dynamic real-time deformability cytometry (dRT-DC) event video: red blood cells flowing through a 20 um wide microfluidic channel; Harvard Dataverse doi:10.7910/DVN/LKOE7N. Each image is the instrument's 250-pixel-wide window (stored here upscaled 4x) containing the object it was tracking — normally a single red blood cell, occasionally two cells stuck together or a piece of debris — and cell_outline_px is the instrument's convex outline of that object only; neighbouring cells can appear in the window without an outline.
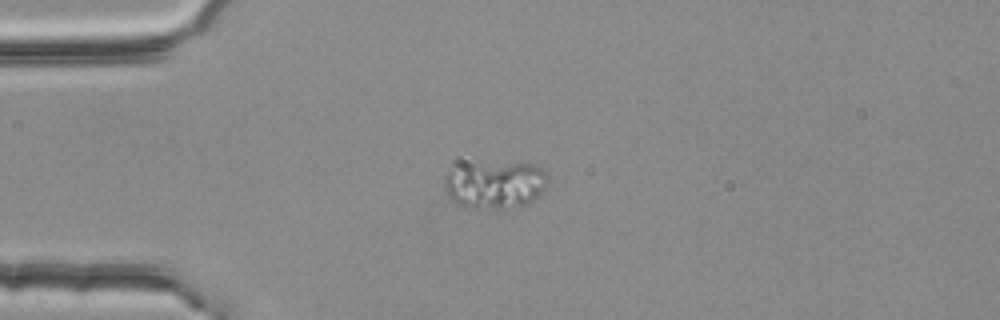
{"species": "common noctule bat (a hibernating species)", "species_latin": "Nyctalus noctula", "temperature_condition": "room temperature", "stored_images_in_passage": 42, "camera_frame_rate_fps": 3000, "um_per_image_px": 0.085, "animal": {"sex": "female", "body_mass_g": 25.1}, "frame": {"image": 1, "passage_image": 1, "time_ms": 0.0, "image_size_px": [1000, 320], "cell_outline_px": [[548, 180], [540, 196], [528, 204], [520, 208], [468, 208], [456, 204], [452, 200], [448, 192], [448, 172], [452, 168], [516, 164], [532, 164], [548, 172]], "centroid_in_image_um": [42.2, 15.78], "position_along_channel_um": 42.8, "area_um2": 27.57}}
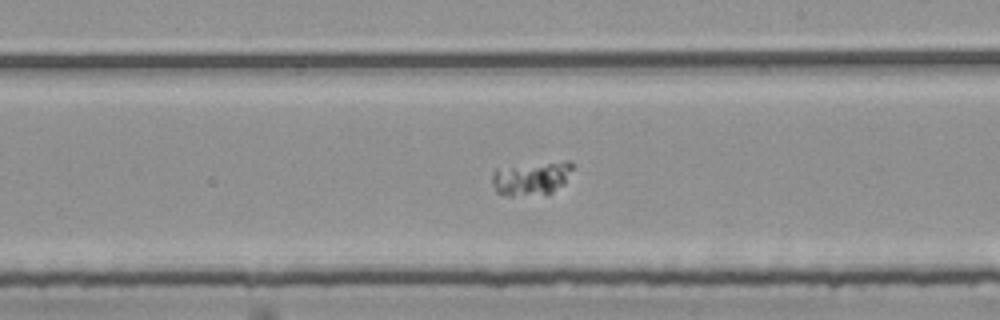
{"frame": {"image": 2, "passage_image": 19, "time_ms": 6.0, "image_size_px": [1000, 320], "cell_outline_px": [[576, 164], [564, 184], [552, 192], [512, 196], [508, 196], [496, 192], [492, 184], [492, 172], [496, 168], [568, 160]], "centroid_in_image_um": [45.18, 15.13], "position_along_channel_um": 243.8, "area_um2": 15.78}}
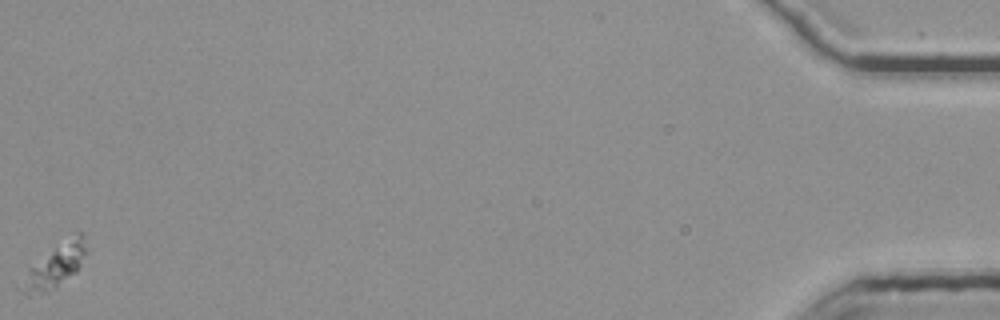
{"frame": {"image": 3, "passage_image": 42, "time_ms": 13.667, "image_size_px": [1000, 320], "cell_outline_px": [[84, 252], [80, 264], [76, 272], [48, 292], [28, 296], [20, 292], [28, 268], [76, 232], [84, 232]], "centroid_in_image_um": [4.66, 22.65], "position_along_channel_um": 430.5, "area_um2": 15.43}}